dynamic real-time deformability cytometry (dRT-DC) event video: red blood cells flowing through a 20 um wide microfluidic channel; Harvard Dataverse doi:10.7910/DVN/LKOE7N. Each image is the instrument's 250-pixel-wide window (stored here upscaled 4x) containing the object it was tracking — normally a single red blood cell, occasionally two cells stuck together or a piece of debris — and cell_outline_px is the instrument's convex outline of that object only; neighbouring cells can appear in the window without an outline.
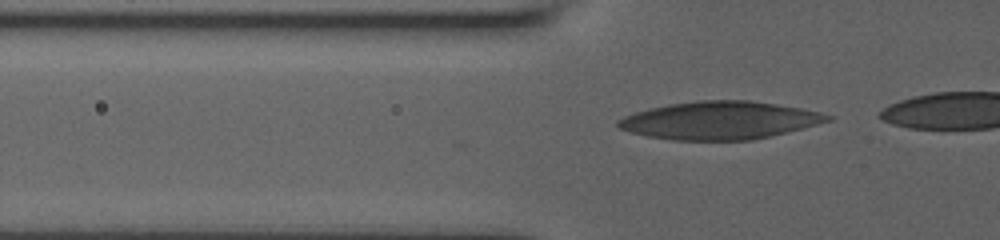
{"species": "human", "species_latin": "Homo sapiens", "temperature_condition": "room temperature", "stored_images_in_passage": 11, "camera_frame_rate_fps": 3000, "um_per_image_px": 0.085, "donor": {"sex": "male"}, "frame": {"image": 1, "passage_image": 7, "time_ms": 2.0, "image_size_px": [1000, 240], "cell_outline_px": [[836, 116], [832, 120], [772, 136], [752, 140], [672, 140], [648, 136], [632, 132], [620, 128], [616, 124], [616, 120], [624, 116], [636, 112], [668, 104], [700, 100], [748, 100], [776, 104], [800, 108], [820, 112]], "centroid_in_image_um": [61.2, 10.23], "position_along_channel_um": 64.6, "area_um2": 46.07}}